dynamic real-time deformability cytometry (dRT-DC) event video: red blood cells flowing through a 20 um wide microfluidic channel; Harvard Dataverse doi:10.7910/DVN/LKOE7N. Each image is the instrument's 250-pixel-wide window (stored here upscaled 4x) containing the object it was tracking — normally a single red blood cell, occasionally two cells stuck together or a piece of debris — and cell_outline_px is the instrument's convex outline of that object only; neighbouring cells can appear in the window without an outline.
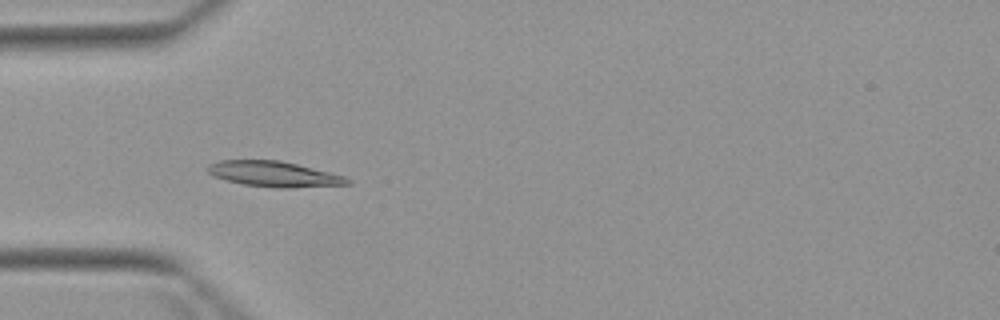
{"species": "Egyptian fruit bat (a non-hibernating species)", "species_latin": "Rousettus aegyptiacus", "temperature_condition": "warm", "stored_images_in_passage": 5, "camera_frame_rate_fps": 3000, "um_per_image_px": 0.085, "animal": {"sex": "female"}, "frame": {"image": 1, "passage_image": 4, "time_ms": 4.667, "image_size_px": [1000, 320], "cell_outline_px": [[352, 184], [280, 188], [276, 188], [244, 184], [228, 180], [216, 176], [208, 172], [208, 164], [220, 160], [280, 160], [344, 176], [352, 180]], "centroid_in_image_um": [23.31, 14.79], "position_along_channel_um": 61.7, "area_um2": 20.35}}
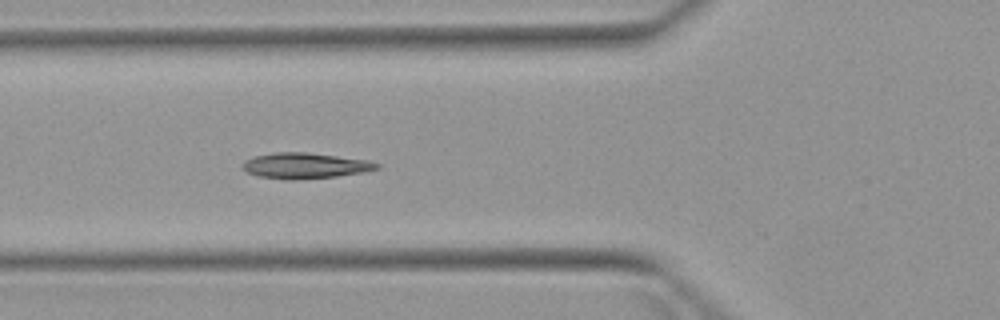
{"frame": {"image": 2, "passage_image": 5, "time_ms": 5.667, "image_size_px": [1000, 320], "cell_outline_px": [[380, 168], [364, 172], [336, 176], [292, 180], [260, 176], [248, 172], [244, 168], [244, 160], [256, 156], [276, 152], [308, 152], [368, 160], [380, 164]], "centroid_in_image_um": [25.98, 14.07], "position_along_channel_um": 99.8, "area_um2": 19.83}}